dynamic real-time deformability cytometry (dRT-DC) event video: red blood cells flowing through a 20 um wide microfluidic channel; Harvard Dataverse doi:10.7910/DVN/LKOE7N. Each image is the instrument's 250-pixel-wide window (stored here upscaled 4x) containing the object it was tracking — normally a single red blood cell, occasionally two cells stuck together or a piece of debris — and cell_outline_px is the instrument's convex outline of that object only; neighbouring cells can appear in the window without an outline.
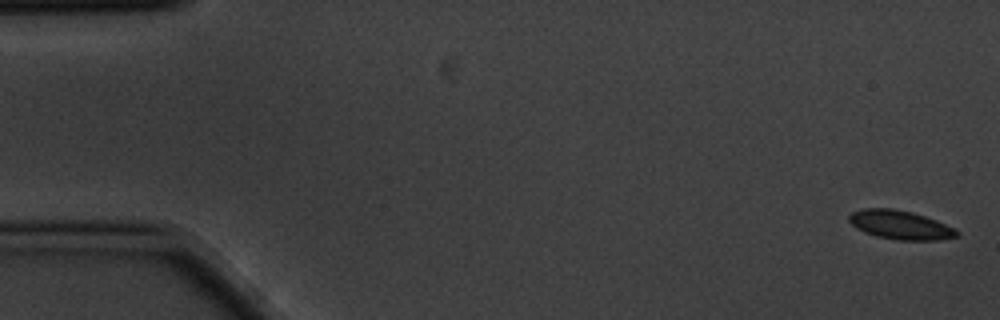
{"species": "common noctule bat (a hibernating species)", "species_latin": "Nyctalus noctula", "temperature_condition": "cold", "stored_images_in_passage": 5, "camera_frame_rate_fps": 3000, "um_per_image_px": 0.085, "animal": {"sex": "male", "body_mass_g": 20.1, "forearm_length_mm": 53.5}, "frame": {"image": 1, "passage_image": 1, "time_ms": 0.0, "image_size_px": [1000, 320], "cell_outline_px": [[960, 236], [940, 240], [900, 240], [876, 236], [864, 232], [856, 228], [848, 220], [848, 216], [852, 212], [864, 208], [892, 208], [912, 212], [936, 220], [960, 232]], "centroid_in_image_um": [76.51, 19.12], "position_along_channel_um": 8.5, "area_um2": 18.09}}
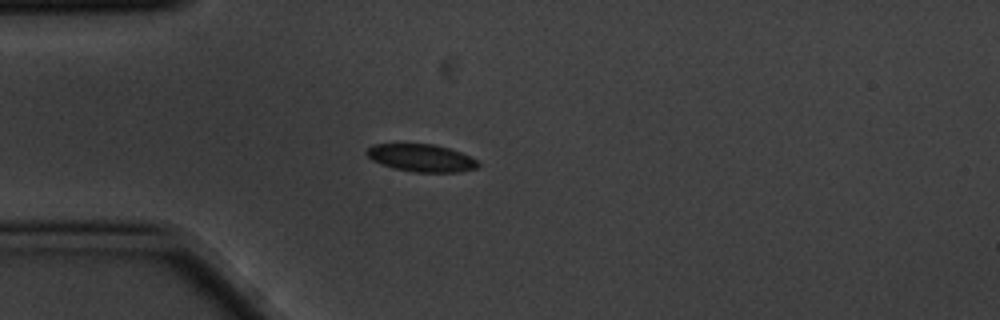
{"frame": {"image": 2, "passage_image": 5, "time_ms": 1.333, "image_size_px": [1000, 320], "cell_outline_px": [[480, 164], [476, 168], [460, 172], [416, 172], [396, 168], [372, 160], [364, 152], [372, 144], [436, 144], [460, 152], [476, 160]], "centroid_in_image_um": [35.81, 13.41], "position_along_channel_um": 49.2, "area_um2": 17.63}}